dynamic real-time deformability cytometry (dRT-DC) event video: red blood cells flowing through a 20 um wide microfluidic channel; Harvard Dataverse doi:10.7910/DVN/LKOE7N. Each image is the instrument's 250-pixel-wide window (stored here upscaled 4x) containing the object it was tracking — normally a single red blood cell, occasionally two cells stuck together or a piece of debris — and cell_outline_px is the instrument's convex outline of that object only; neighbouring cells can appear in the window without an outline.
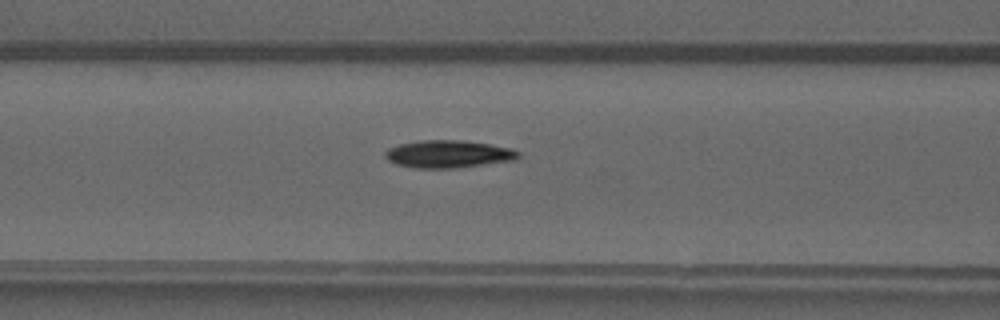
{"species": "common noctule bat (a hibernating species)", "species_latin": "Nyctalus noctula", "temperature_condition": "warm", "stored_images_in_passage": 16, "camera_frame_rate_fps": 3000, "um_per_image_px": 0.085, "animal": {"sex": "male", "forearm_length_mm": 52.5}, "frame": {"image": 1, "passage_image": 12, "time_ms": 3.667, "image_size_px": [1000, 320], "cell_outline_px": [[520, 156], [516, 160], [456, 168], [416, 168], [396, 164], [388, 160], [384, 156], [384, 152], [388, 148], [400, 144], [424, 140], [456, 140], [488, 144], [512, 148], [520, 152]], "centroid_in_image_um": [38.12, 13.1], "position_along_channel_um": 128.5, "area_um2": 21.33}}
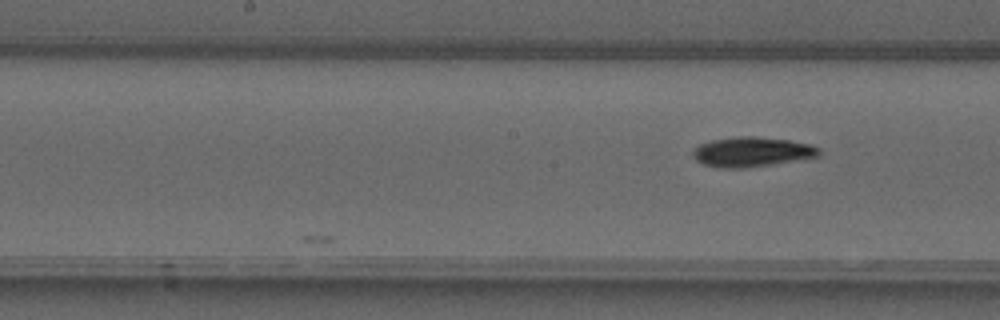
{"frame": {"image": 2, "passage_image": 16, "time_ms": 5.0, "image_size_px": [1000, 320], "cell_outline_px": [[820, 156], [772, 164], [744, 168], [720, 168], [704, 164], [696, 160], [692, 156], [692, 152], [700, 144], [712, 140], [740, 136], [756, 136], [788, 140], [812, 144], [820, 148]], "centroid_in_image_um": [63.93, 12.91], "position_along_channel_um": 184.3, "area_um2": 21.85}}